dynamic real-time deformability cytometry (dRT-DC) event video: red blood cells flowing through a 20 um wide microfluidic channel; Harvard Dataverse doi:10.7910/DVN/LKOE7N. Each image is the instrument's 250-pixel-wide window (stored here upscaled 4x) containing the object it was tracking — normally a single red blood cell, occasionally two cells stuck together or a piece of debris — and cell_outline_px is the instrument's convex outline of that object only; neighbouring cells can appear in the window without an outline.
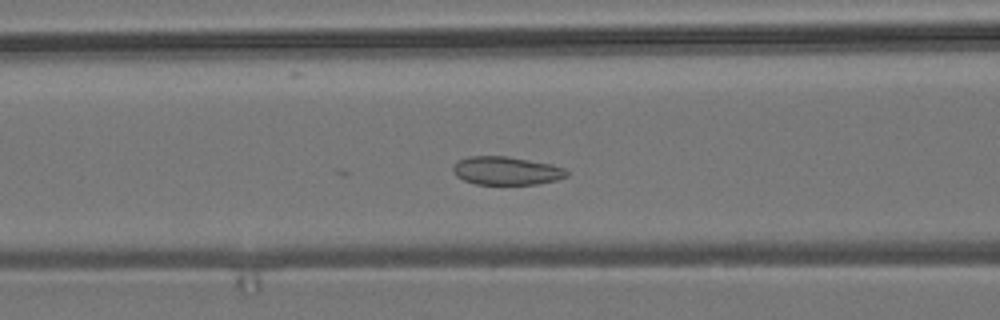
{"species": "common noctule bat (a hibernating species)", "species_latin": "Nyctalus noctula", "temperature_condition": "room temperature", "stored_images_in_passage": 10, "camera_frame_rate_fps": 3000, "um_per_image_px": 0.085, "animal": {"sex": "male", "body_mass_g": 19.2, "forearm_length_mm": 51.8}, "frame": {"image": 1, "passage_image": 5, "time_ms": 1.333, "image_size_px": [1000, 320], "cell_outline_px": [[568, 176], [556, 180], [536, 184], [476, 184], [464, 180], [456, 176], [452, 172], [452, 168], [460, 160], [468, 156], [508, 156], [552, 164], [564, 168], [568, 172]], "centroid_in_image_um": [43.05, 14.51], "position_along_channel_um": 123.6, "area_um2": 18.73}}
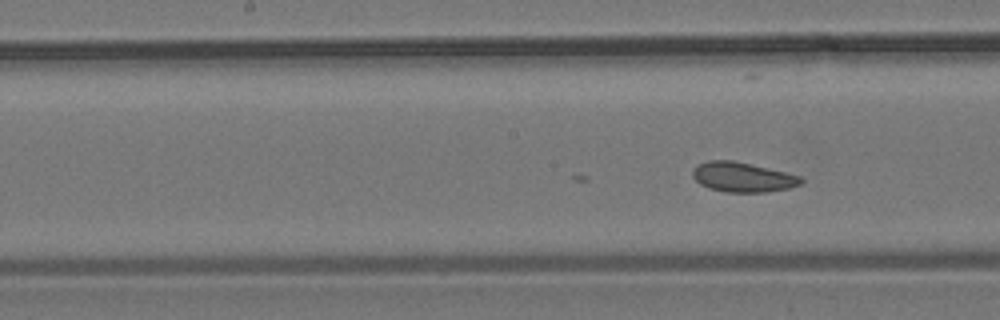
{"frame": {"image": 2, "passage_image": 10, "time_ms": 3.0, "image_size_px": [1000, 320], "cell_outline_px": [[804, 180], [800, 184], [788, 188], [764, 192], [728, 192], [708, 188], [700, 184], [692, 176], [692, 168], [696, 164], [708, 160], [732, 160], [784, 172], [800, 176]], "centroid_in_image_um": [63.06, 15.05], "position_along_channel_um": 185.1, "area_um2": 18.67}}